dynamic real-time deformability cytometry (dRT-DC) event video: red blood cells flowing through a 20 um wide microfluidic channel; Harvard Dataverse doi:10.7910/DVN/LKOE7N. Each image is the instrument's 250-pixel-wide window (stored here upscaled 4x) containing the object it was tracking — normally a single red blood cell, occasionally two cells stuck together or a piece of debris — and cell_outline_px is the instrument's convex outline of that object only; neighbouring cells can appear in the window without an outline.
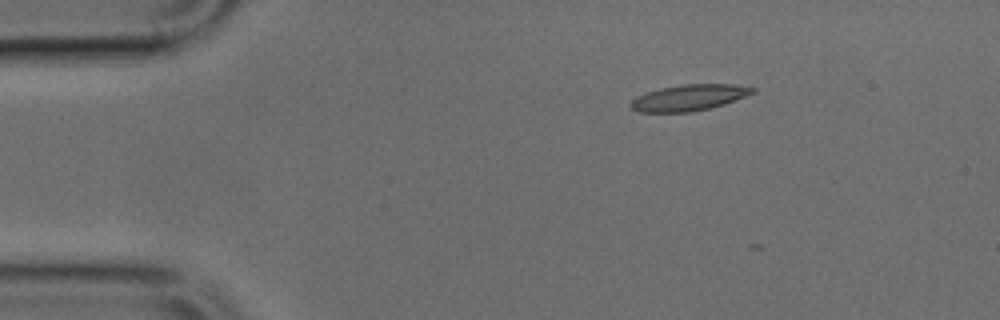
{"species": "common noctule bat (a hibernating species)", "species_latin": "Nyctalus noctula", "temperature_condition": "cold", "stored_images_in_passage": 3, "camera_frame_rate_fps": 3000, "um_per_image_px": 0.085, "animal": {"sex": "male", "body_mass_g": 17.9, "forearm_length_mm": 54.2}, "frame": {"image": 1, "passage_image": 1, "time_ms": 0.0, "image_size_px": [1000, 320], "cell_outline_px": [[756, 92], [724, 104], [708, 108], [688, 112], [640, 112], [632, 108], [628, 104], [636, 96], [660, 88], [680, 84], [736, 84], [756, 88]], "centroid_in_image_um": [58.57, 8.29], "position_along_channel_um": 26.4, "area_um2": 18.5}}